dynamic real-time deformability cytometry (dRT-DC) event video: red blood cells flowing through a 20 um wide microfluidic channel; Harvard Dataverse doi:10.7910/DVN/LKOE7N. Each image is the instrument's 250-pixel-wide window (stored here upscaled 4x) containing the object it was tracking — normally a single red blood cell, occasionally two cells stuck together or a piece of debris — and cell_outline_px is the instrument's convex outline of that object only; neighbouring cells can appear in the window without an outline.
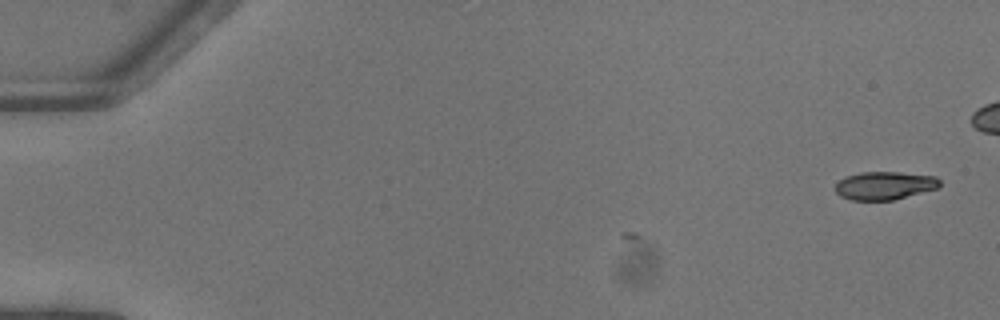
{"species": "common noctule bat (a hibernating species)", "species_latin": "Nyctalus noctula", "temperature_condition": "warm", "stored_images_in_passage": 5, "camera_frame_rate_fps": 3000, "um_per_image_px": 0.085, "animal": {"sex": "female"}, "frame": {"image": 1, "passage_image": 1, "time_ms": 0.0, "image_size_px": [1000, 320], "cell_outline_px": [[940, 184], [936, 188], [892, 200], [852, 200], [840, 196], [832, 188], [844, 176], [860, 172], [900, 172], [936, 176], [940, 180]], "centroid_in_image_um": [75.13, 15.76], "position_along_channel_um": 9.9, "area_um2": 17.11}}